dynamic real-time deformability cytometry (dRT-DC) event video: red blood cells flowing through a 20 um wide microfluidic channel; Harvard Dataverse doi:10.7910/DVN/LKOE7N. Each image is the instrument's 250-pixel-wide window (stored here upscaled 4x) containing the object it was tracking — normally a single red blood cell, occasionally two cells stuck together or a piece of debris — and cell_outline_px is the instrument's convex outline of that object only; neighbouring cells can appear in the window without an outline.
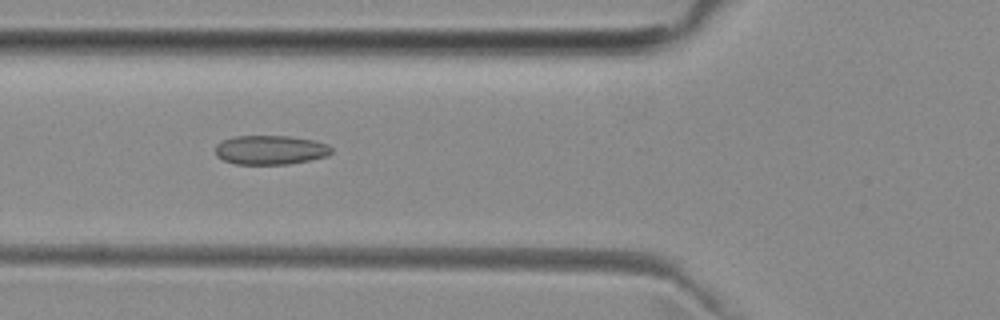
{"species": "common noctule bat (a hibernating species)", "species_latin": "Nyctalus noctula", "temperature_condition": "room temperature", "stored_images_in_passage": 2, "camera_frame_rate_fps": 3000, "um_per_image_px": 0.085, "animal": {"sex": "female", "body_mass_g": 29.2, "forearm_length_mm": 56.3}, "frame": {"image": 1, "passage_image": 2, "time_ms": 1.0, "image_size_px": [1000, 320], "cell_outline_px": [[332, 152], [328, 156], [288, 164], [236, 164], [224, 160], [216, 156], [216, 144], [232, 136], [288, 136], [312, 140], [328, 144], [332, 148]], "centroid_in_image_um": [22.98, 12.74], "position_along_channel_um": 102.8, "area_um2": 19.71}}